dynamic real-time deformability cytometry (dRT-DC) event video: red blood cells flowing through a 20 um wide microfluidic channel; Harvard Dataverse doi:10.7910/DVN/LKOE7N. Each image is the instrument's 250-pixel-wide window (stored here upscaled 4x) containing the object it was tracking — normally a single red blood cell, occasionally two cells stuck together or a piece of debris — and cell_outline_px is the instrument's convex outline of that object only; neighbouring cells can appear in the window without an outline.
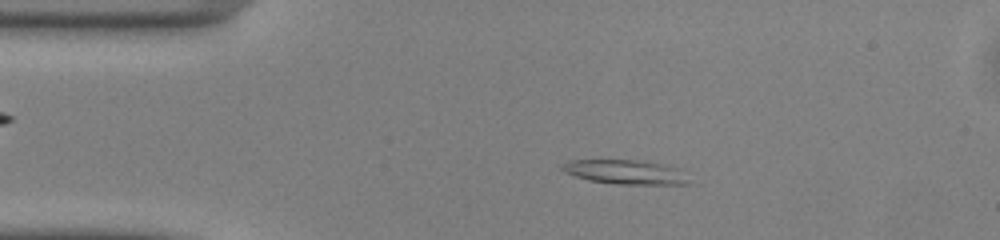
{"species": "common noctule bat (a hibernating species)", "species_latin": "Nyctalus noctula", "temperature_condition": "warm", "stored_images_in_passage": 48, "segment_of_instrument_passage": [1, 2], "camera_frame_rate_fps": 3000, "um_per_image_px": 0.085, "animal": {"sex": "male", "body_mass_g": 13.0, "forearm_length_mm": 53.1}, "frame": {"image": 1, "passage_image": 8, "time_ms": 2.333, "image_size_px": [1000, 240], "cell_outline_px": [[696, 184], [620, 184], [588, 180], [564, 172], [560, 168], [560, 164], [568, 160], [644, 160], [676, 168]], "centroid_in_image_um": [53.14, 14.62], "position_along_channel_um": 31.9, "area_um2": 17.98}}
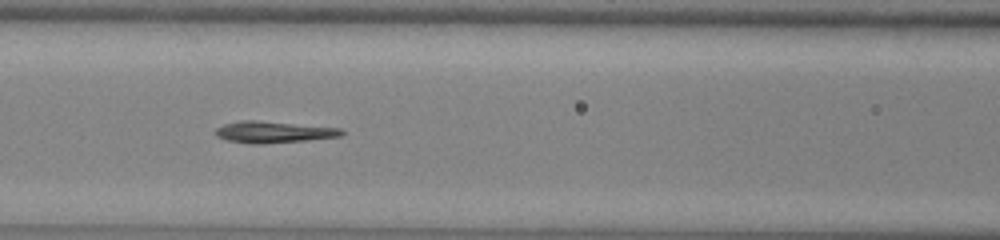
{"frame": {"image": 2, "passage_image": 19, "time_ms": 6.0, "image_size_px": [1000, 240], "cell_outline_px": [[344, 132], [340, 136], [308, 140], [260, 144], [252, 144], [228, 140], [216, 136], [212, 132], [216, 128], [224, 124], [240, 120], [256, 120], [340, 128]], "centroid_in_image_um": [23.18, 11.22], "position_along_channel_um": 143.4, "area_um2": 15.78}}
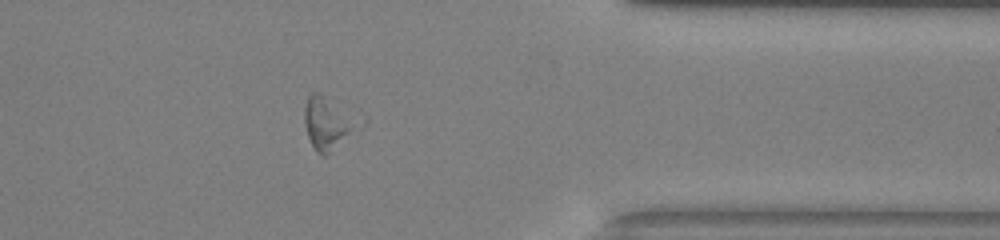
{"frame": {"image": 3, "passage_image": 38, "time_ms": 12.333, "image_size_px": [1000, 240], "cell_outline_px": [[348, 132], [324, 156], [320, 156], [316, 152], [308, 136], [304, 124], [304, 108], [308, 96], [312, 92], [320, 92], [348, 128]], "centroid_in_image_um": [27.43, 10.53], "position_along_channel_um": 384.0, "area_um2": 12.77}}